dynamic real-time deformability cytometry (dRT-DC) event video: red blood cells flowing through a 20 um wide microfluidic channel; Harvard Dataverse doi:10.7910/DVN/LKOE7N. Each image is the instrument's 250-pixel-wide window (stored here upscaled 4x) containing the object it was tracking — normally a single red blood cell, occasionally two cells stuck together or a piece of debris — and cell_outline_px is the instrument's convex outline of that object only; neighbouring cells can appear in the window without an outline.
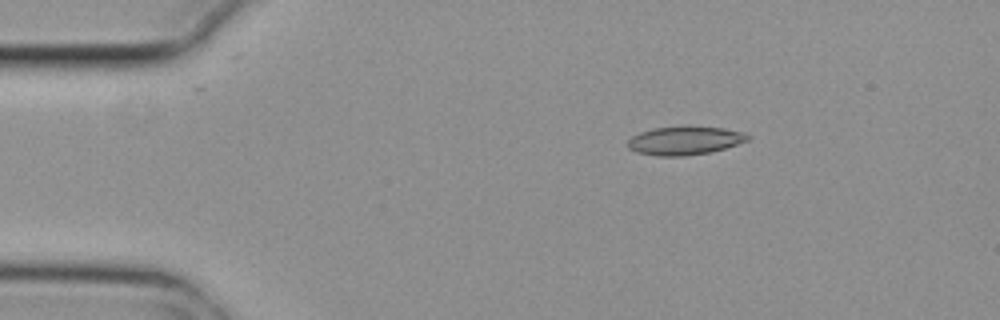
{"species": "common noctule bat (a hibernating species)", "species_latin": "Nyctalus noctula", "temperature_condition": "cold", "stored_images_in_passage": 6, "segment_of_instrument_passage": [1, 2], "camera_frame_rate_fps": 3000, "um_per_image_px": 0.085, "animal": {"sex": "female", "body_mass_g": 29.2, "forearm_length_mm": 56.3}, "frame": {"image": 1, "passage_image": 3, "time_ms": 0.667, "image_size_px": [1000, 320], "cell_outline_px": [[752, 136], [748, 140], [712, 152], [684, 156], [656, 156], [636, 152], [628, 148], [628, 140], [632, 136], [640, 132], [652, 128], [724, 128], [744, 132]], "centroid_in_image_um": [58.19, 11.98], "position_along_channel_um": 26.8, "area_um2": 19.48}}